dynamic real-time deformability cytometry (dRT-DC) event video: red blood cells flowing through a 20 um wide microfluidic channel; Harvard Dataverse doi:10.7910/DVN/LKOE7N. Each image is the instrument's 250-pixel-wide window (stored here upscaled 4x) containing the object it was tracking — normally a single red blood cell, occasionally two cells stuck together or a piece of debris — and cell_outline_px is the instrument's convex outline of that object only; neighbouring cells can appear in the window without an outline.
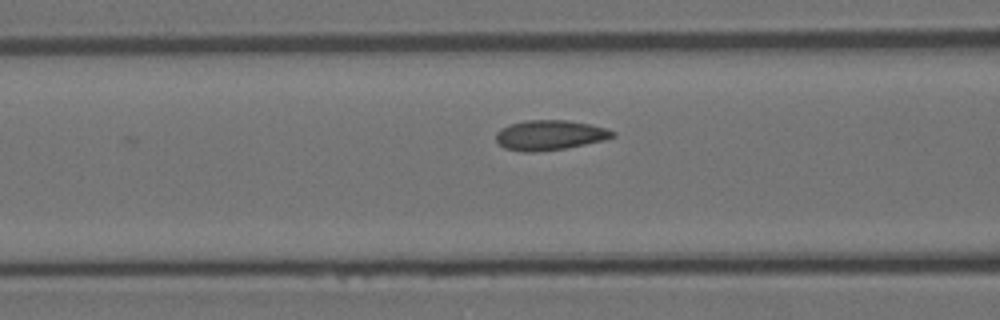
{"species": "Egyptian fruit bat (a non-hibernating species)", "species_latin": "Rousettus aegyptiacus", "temperature_condition": "room temperature", "stored_images_in_passage": 6, "camera_frame_rate_fps": 3000, "um_per_image_px": 0.085, "animal": {"sex": "female"}, "frame": {"image": 1, "passage_image": 6, "time_ms": 1.667, "image_size_px": [1000, 320], "cell_outline_px": [[616, 136], [604, 140], [564, 148], [532, 152], [524, 152], [504, 148], [496, 140], [496, 132], [500, 128], [512, 124], [528, 120], [568, 120], [608, 128], [616, 132]], "centroid_in_image_um": [46.74, 11.48], "position_along_channel_um": 119.9, "area_um2": 20.23}}